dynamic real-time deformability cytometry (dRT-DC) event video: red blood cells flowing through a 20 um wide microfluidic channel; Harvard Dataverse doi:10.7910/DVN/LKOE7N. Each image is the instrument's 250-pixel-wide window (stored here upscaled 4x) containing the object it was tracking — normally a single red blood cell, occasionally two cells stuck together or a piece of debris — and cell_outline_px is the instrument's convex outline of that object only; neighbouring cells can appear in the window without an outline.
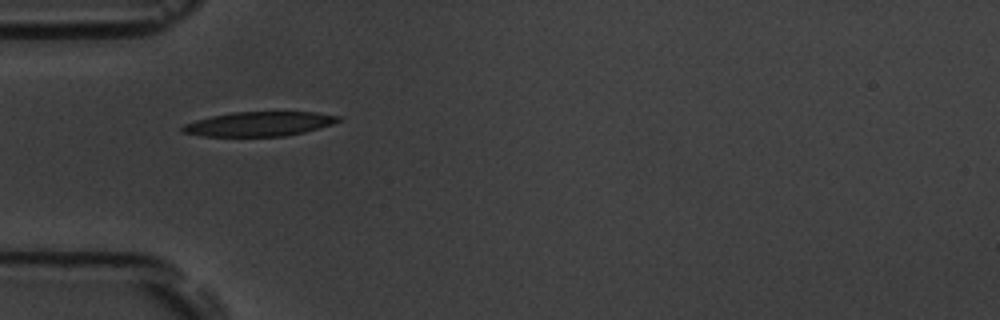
{"species": "common noctule bat (a hibernating species)", "species_latin": "Nyctalus noctula", "temperature_condition": "room temperature", "stored_images_in_passage": 23, "camera_frame_rate_fps": 3000, "um_per_image_px": 0.085, "animal": {"sex": "male", "body_mass_g": 19.5, "forearm_length_mm": 54.6}, "frame": {"image": 1, "passage_image": 1, "time_ms": 0.0, "image_size_px": [1000, 320], "cell_outline_px": [[340, 120], [332, 124], [320, 128], [304, 132], [284, 136], [204, 136], [180, 132], [180, 128], [184, 124], [196, 120], [212, 116], [232, 112], [316, 112], [340, 116]], "centroid_in_image_um": [22.01, 10.53], "position_along_channel_um": 63.0, "area_um2": 22.14}}
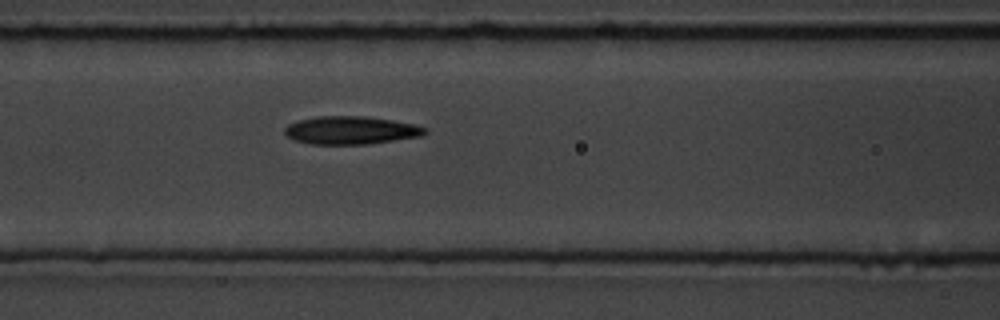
{"frame": {"image": 2, "passage_image": 7, "time_ms": 2.0, "image_size_px": [1000, 320], "cell_outline_px": [[428, 132], [420, 136], [368, 144], [308, 144], [292, 140], [284, 132], [284, 128], [288, 124], [300, 120], [316, 116], [364, 116], [392, 120], [416, 124], [428, 128]], "centroid_in_image_um": [29.82, 11.07], "position_along_channel_um": 136.8, "area_um2": 23.0}}
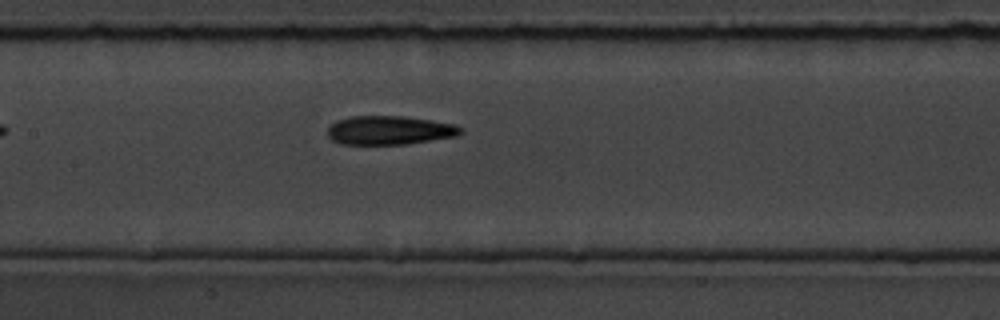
{"frame": {"image": 3, "passage_image": 10, "time_ms": 3.0, "image_size_px": [1000, 320], "cell_outline_px": [[464, 132], [456, 136], [408, 144], [340, 144], [332, 140], [328, 136], [328, 128], [336, 120], [352, 116], [404, 116], [432, 120], [456, 124], [464, 128]], "centroid_in_image_um": [33.15, 11.07], "position_along_channel_um": 174.3, "area_um2": 22.54}}